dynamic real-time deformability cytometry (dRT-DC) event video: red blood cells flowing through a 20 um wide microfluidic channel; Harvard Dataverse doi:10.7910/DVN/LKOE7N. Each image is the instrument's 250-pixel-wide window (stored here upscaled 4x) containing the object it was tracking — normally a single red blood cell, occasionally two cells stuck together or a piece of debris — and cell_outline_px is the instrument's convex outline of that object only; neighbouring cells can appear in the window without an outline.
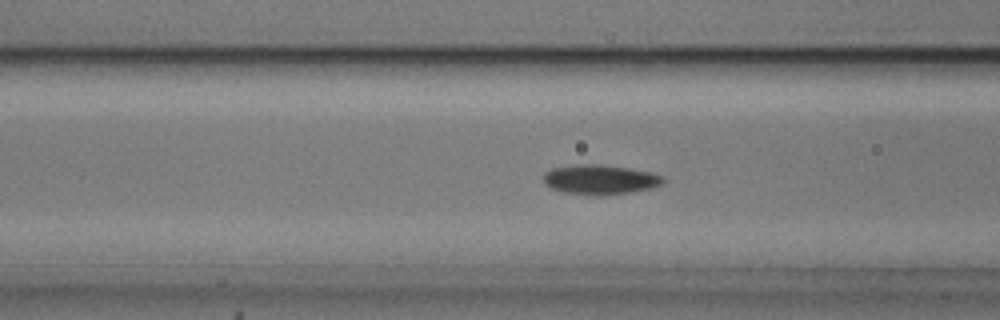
{"species": "common noctule bat (a hibernating species)", "species_latin": "Nyctalus noctula", "temperature_condition": "cold", "stored_images_in_passage": 53, "camera_frame_rate_fps": 3000, "um_per_image_px": 0.085, "animal": {"sex": "male", "body_mass_g": 20.5, "forearm_length_mm": 52.5}, "frame": {"image": 1, "passage_image": 20, "time_ms": 6.333, "image_size_px": [1000, 320], "cell_outline_px": [[664, 180], [660, 184], [652, 188], [604, 196], [592, 196], [560, 192], [548, 188], [544, 184], [544, 172], [552, 168], [576, 164], [600, 164], [628, 168], [652, 172], [664, 176]], "centroid_in_image_um": [50.95, 15.27], "position_along_channel_um": 115.6, "area_um2": 21.1}}
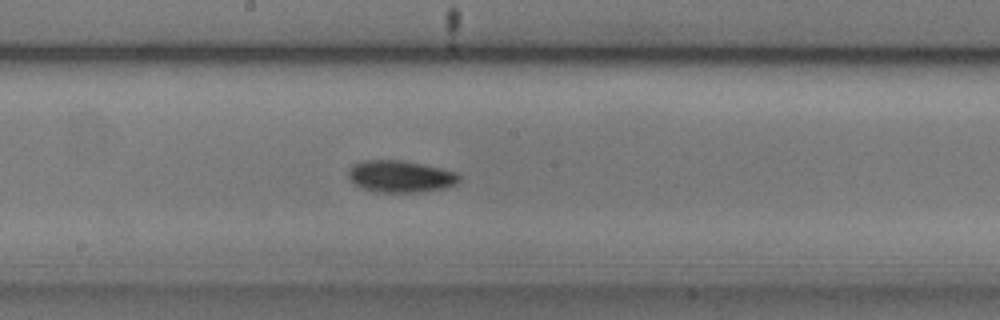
{"frame": {"image": 2, "passage_image": 28, "time_ms": 9.0, "image_size_px": [1000, 320], "cell_outline_px": [[460, 180], [456, 184], [444, 188], [428, 192], [372, 192], [360, 188], [348, 176], [348, 172], [352, 164], [364, 160], [404, 160], [440, 168], [456, 172], [460, 176]], "centroid_in_image_um": [34.04, 15.0], "position_along_channel_um": 214.2, "area_um2": 20.81}}
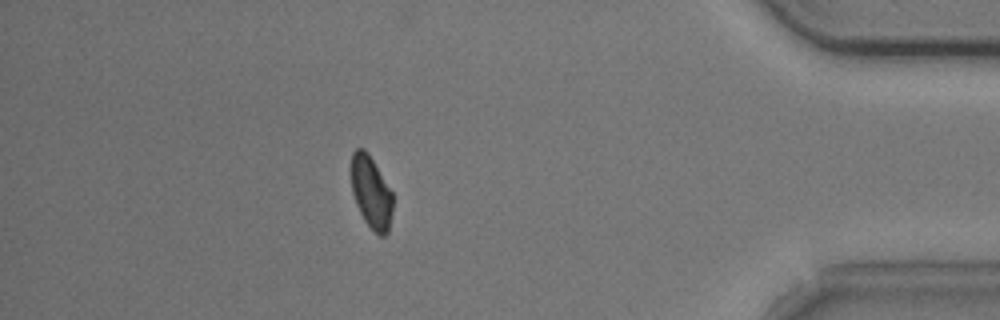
{"frame": {"image": 3, "passage_image": 47, "time_ms": 15.333, "image_size_px": [1000, 320], "cell_outline_px": [[392, 212], [388, 232], [384, 236], [380, 236], [364, 220], [356, 204], [352, 192], [352, 152], [356, 148], [364, 148], [368, 152], [392, 192]], "centroid_in_image_um": [31.55, 16.33], "position_along_channel_um": 403.7, "area_um2": 17.28}}